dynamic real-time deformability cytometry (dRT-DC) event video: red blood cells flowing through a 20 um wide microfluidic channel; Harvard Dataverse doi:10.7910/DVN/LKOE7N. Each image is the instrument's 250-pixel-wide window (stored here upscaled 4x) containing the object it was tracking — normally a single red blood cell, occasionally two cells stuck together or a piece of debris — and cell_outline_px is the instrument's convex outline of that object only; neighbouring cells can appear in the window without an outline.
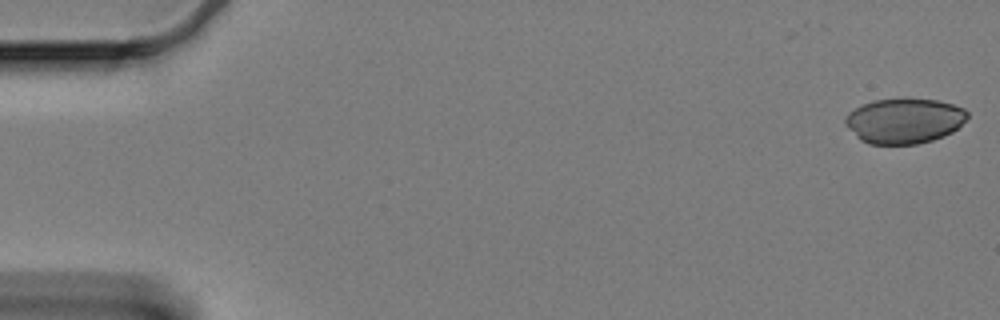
{"species": "Egyptian fruit bat (a non-hibernating species)", "species_latin": "Rousettus aegyptiacus", "temperature_condition": "cold", "stored_images_in_passage": 18, "camera_frame_rate_fps": 3000, "um_per_image_px": 0.085, "animal": {"sex": "female"}, "frame": {"image": 1, "passage_image": 1, "time_ms": 0.0, "image_size_px": [1000, 320], "cell_outline_px": [[968, 116], [952, 132], [944, 136], [932, 140], [916, 144], [868, 144], [860, 140], [844, 124], [844, 120], [848, 112], [864, 104], [876, 100], [936, 100], [952, 104], [964, 108], [968, 112]], "centroid_in_image_um": [76.84, 10.29], "position_along_channel_um": 8.2, "area_um2": 31.67}}